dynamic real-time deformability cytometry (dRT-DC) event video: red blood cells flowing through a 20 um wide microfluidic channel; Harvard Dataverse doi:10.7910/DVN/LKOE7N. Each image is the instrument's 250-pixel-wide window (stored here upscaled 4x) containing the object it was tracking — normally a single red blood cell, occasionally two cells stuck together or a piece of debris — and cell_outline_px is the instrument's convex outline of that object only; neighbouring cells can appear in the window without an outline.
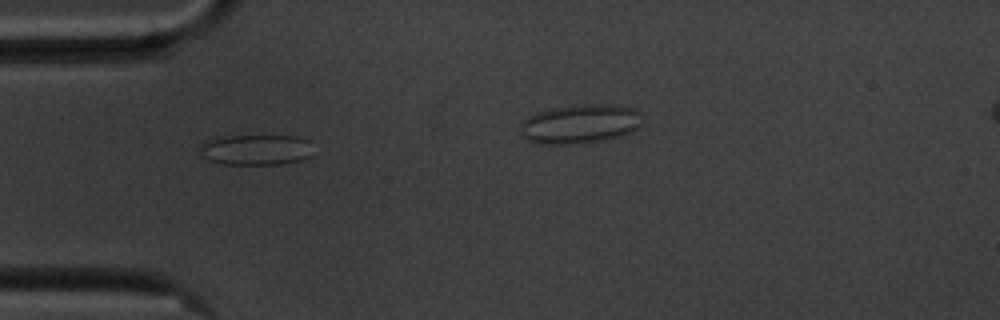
{"species": "common noctule bat (a hibernating species)", "species_latin": "Nyctalus noctula", "temperature_condition": "cold", "stored_images_in_passage": 13, "camera_frame_rate_fps": 3000, "um_per_image_px": 0.085, "animal": {"sex": "male", "body_mass_g": 20.1, "forearm_length_mm": 53.5}, "frame": {"image": 1, "passage_image": 2, "time_ms": 0.333, "image_size_px": [1000, 320], "cell_outline_px": [[312, 156], [300, 160], [280, 164], [220, 164], [208, 160], [200, 152], [200, 148], [204, 140], [228, 136], [296, 136], [308, 140]], "centroid_in_image_um": [21.74, 12.73], "position_along_channel_um": 63.3, "area_um2": 20.11}}
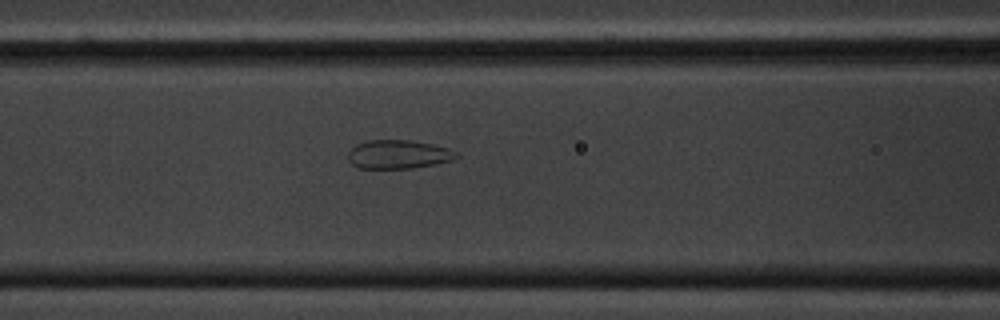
{"frame": {"image": 2, "passage_image": 8, "time_ms": 2.333, "image_size_px": [1000, 320], "cell_outline_px": [[460, 156], [452, 160], [436, 164], [412, 168], [360, 168], [352, 164], [348, 160], [348, 152], [356, 144], [368, 140], [412, 140], [432, 144], [448, 148], [456, 152]], "centroid_in_image_um": [33.87, 13.12], "position_along_channel_um": 132.7, "area_um2": 18.15}}
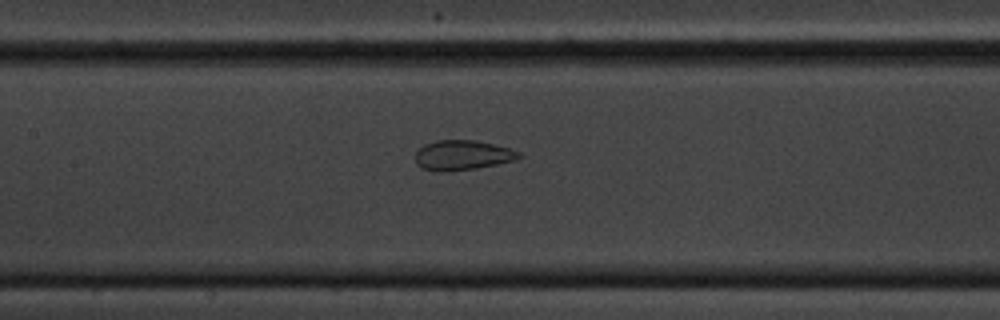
{"frame": {"image": 3, "passage_image": 11, "time_ms": 3.333, "image_size_px": [1000, 320], "cell_outline_px": [[524, 156], [512, 160], [496, 164], [476, 168], [424, 168], [416, 164], [416, 152], [424, 144], [436, 140], [476, 140], [508, 148], [520, 152]], "centroid_in_image_um": [39.35, 13.13], "position_along_channel_um": 168.0, "area_um2": 17.05}}